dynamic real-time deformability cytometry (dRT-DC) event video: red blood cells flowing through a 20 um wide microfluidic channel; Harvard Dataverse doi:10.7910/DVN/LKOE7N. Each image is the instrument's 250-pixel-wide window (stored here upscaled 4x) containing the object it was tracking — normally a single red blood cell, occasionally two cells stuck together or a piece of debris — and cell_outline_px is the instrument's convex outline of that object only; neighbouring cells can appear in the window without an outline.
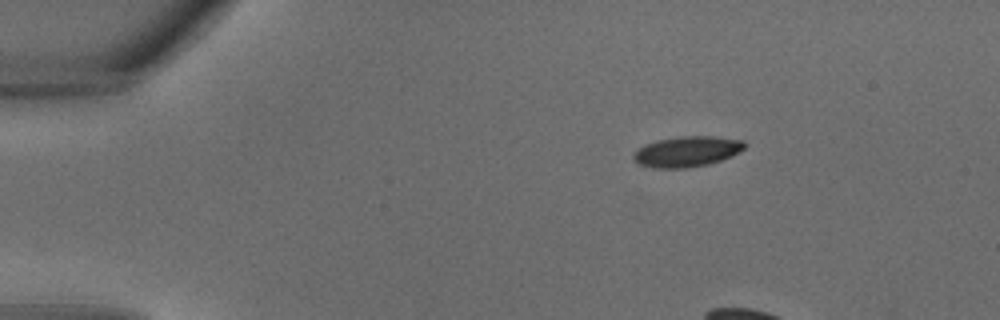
{"species": "common noctule bat (a hibernating species)", "species_latin": "Nyctalus noctula", "temperature_condition": "warm", "stored_images_in_passage": 5, "camera_frame_rate_fps": 3000, "um_per_image_px": 0.085, "animal": {"sex": "male", "body_mass_g": 18.8}, "frame": {"image": 1, "passage_image": 1, "time_ms": 0.0, "image_size_px": [1000, 320], "cell_outline_px": [[748, 144], [744, 148], [720, 160], [708, 164], [684, 168], [656, 168], [640, 164], [632, 156], [636, 148], [644, 144], [656, 140], [680, 136], [712, 136], [744, 140]], "centroid_in_image_um": [58.36, 12.86], "position_along_channel_um": 26.6, "area_um2": 19.65}}